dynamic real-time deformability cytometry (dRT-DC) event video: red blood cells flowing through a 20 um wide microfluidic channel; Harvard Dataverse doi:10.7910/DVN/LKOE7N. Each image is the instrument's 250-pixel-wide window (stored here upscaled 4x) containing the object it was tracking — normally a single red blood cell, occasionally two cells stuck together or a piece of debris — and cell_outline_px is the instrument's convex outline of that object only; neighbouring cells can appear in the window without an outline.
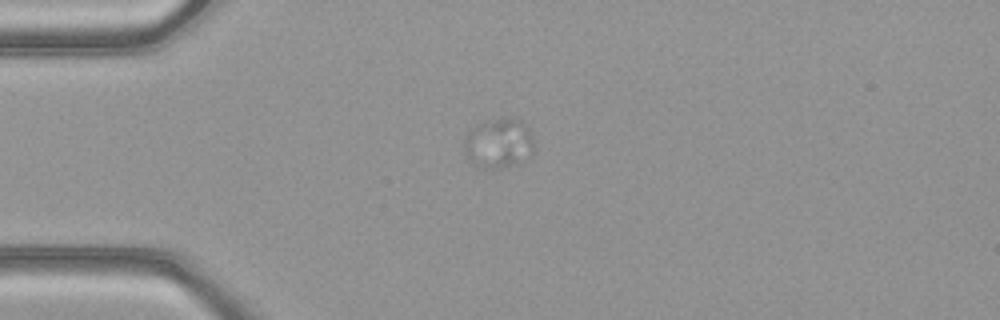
{"species": "common noctule bat (a hibernating species)", "species_latin": "Nyctalus noctula", "temperature_condition": "warm", "stored_images_in_passage": 49, "camera_frame_rate_fps": 3000, "um_per_image_px": 0.085, "animal": {"sex": "female", "body_mass_g": 21.9}, "frame": {"image": 1, "passage_image": 13, "time_ms": 4.0, "image_size_px": [1000, 320], "cell_outline_px": [[536, 148], [532, 156], [520, 164], [500, 168], [480, 168], [468, 156], [464, 148], [464, 140], [468, 132], [484, 124], [496, 120], [516, 116], [524, 124], [536, 144]], "centroid_in_image_um": [42.49, 12.22], "position_along_channel_um": 42.5, "area_um2": 20.06}}
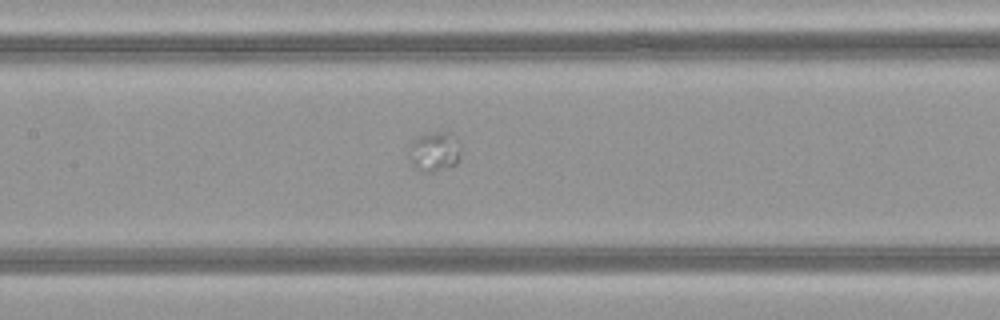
{"frame": {"image": 2, "passage_image": 24, "time_ms": 7.667, "image_size_px": [1000, 320], "cell_outline_px": [[460, 160], [456, 164], [432, 172], [420, 172], [412, 164], [408, 156], [408, 148], [412, 140], [420, 136], [436, 132], [448, 132], [460, 144]], "centroid_in_image_um": [36.9, 12.91], "position_along_channel_um": 170.5, "area_um2": 12.02}}
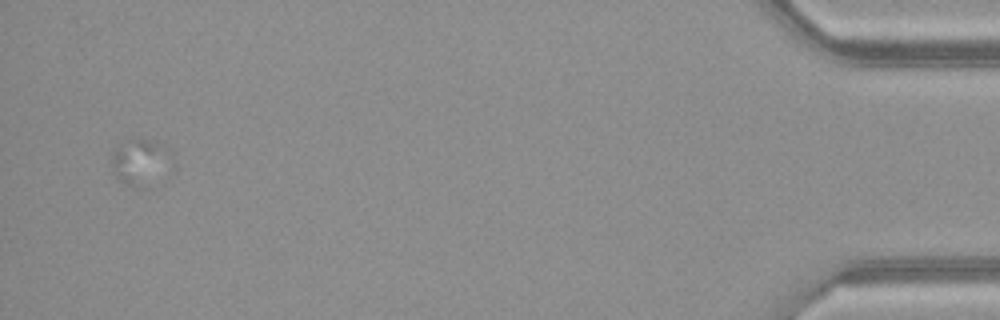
{"frame": {"image": 3, "passage_image": 49, "time_ms": 16.0, "image_size_px": [1000, 320], "cell_outline_px": [[172, 152], [144, 188], [132, 188], [124, 184], [112, 172], [112, 152], [116, 148], [132, 140], [152, 140], [168, 148]], "centroid_in_image_um": [11.77, 13.76], "position_along_channel_um": 423.4, "area_um2": 14.68}, "authors_computed_cell_mechanics": {"area_um2": 11.4444, "velocity_mm_per_s": 4.0905, "shape_relaxation_time_tau1_ms": 7.3067, "shape_relaxation_time_tau2_ms": null, "deformation_change_tau1": 0.0381, "deformation_change_tau2": null}}